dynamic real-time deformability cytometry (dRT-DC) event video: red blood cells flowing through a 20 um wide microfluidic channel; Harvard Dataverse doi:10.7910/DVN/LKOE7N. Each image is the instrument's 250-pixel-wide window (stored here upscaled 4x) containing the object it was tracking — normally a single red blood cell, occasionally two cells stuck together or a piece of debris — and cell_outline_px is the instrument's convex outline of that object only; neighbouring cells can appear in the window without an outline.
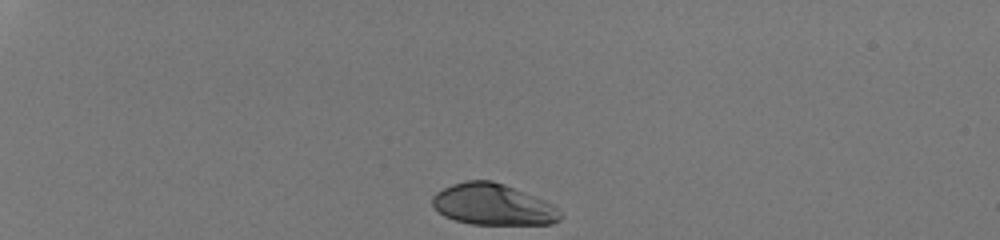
{"species": "human", "species_latin": "Homo sapiens", "temperature_condition": "room temperature", "stored_images_in_passage": 33, "camera_frame_rate_fps": 3000, "um_per_image_px": 0.085, "donor": {"sex": "male"}, "frame": {"image": 1, "passage_image": 1, "time_ms": 0.0, "image_size_px": [1000, 240], "cell_outline_px": [[560, 220], [552, 224], [472, 224], [456, 220], [444, 216], [432, 204], [432, 196], [436, 192], [452, 184], [468, 180], [492, 180], [504, 184], [544, 200], [552, 204], [560, 212]], "centroid_in_image_um": [41.89, 17.38], "position_along_channel_um": 43.1, "area_um2": 30.52}}
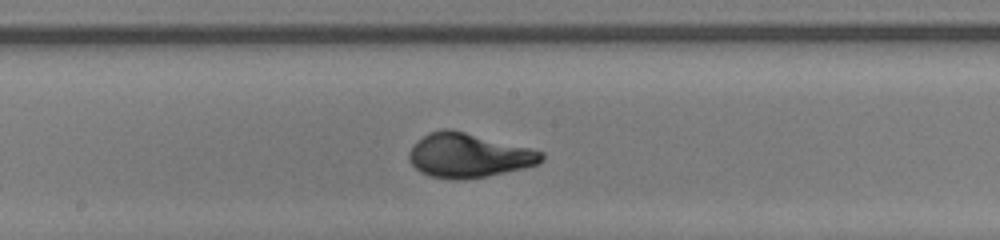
{"frame": {"image": 2, "passage_image": 19, "time_ms": 6.0, "image_size_px": [1000, 240], "cell_outline_px": [[544, 160], [540, 164], [524, 168], [488, 176], [464, 180], [452, 180], [428, 176], [420, 172], [408, 160], [408, 152], [412, 144], [416, 140], [428, 132], [440, 128], [452, 128], [532, 148], [544, 152]], "centroid_in_image_um": [39.81, 13.2], "position_along_channel_um": 208.4, "area_um2": 35.08}}
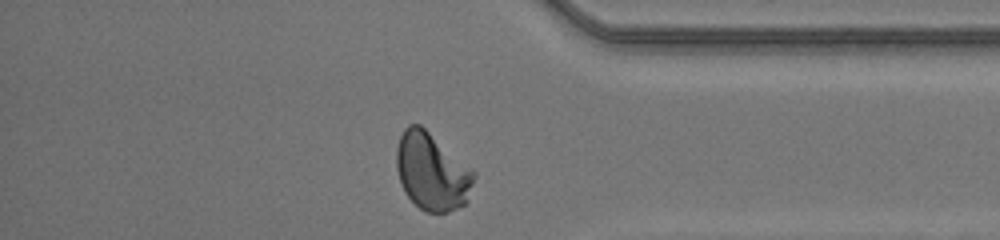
{"frame": {"image": 3, "passage_image": 33, "time_ms": 10.667, "image_size_px": [1000, 240], "cell_outline_px": [[476, 176], [468, 200], [464, 204], [448, 212], [424, 212], [404, 192], [396, 168], [396, 148], [400, 136], [404, 128], [408, 124], [420, 124], [476, 172]], "centroid_in_image_um": [36.71, 14.58], "position_along_channel_um": 398.5, "area_um2": 34.91}, "authors_computed_cell_mechanics": {"area_um2": 33.2928, "velocity_mm_per_s": 4.1965, "shape_relaxation_time_tau1_ms": 3.0684, "shape_relaxation_time_tau2_ms": null, "deformation_change_tau1": 0.1864, "deformation_change_tau2": null}}